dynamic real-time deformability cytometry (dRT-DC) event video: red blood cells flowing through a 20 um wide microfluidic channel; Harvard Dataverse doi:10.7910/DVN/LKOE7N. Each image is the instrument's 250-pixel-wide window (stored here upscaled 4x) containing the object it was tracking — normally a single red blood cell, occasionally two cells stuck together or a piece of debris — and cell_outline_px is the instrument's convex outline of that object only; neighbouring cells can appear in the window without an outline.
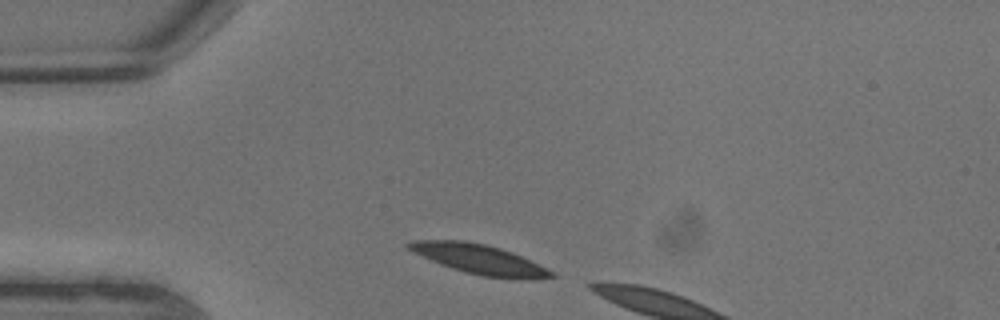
{"species": "common noctule bat (a hibernating species)", "species_latin": "Nyctalus noctula", "temperature_condition": "warm", "stored_images_in_passage": 2, "camera_frame_rate_fps": 3000, "um_per_image_px": 0.085, "animal": {"sex": "male", "body_mass_g": 13.3}, "frame": {"image": 1, "passage_image": 1, "time_ms": 0.0, "image_size_px": [1000, 320], "cell_outline_px": [[556, 276], [480, 276], [464, 272], [440, 264], [408, 248], [404, 244], [412, 240], [464, 240], [484, 244], [500, 248], [520, 256], [552, 272]], "centroid_in_image_um": [40.54, 21.96], "position_along_channel_um": 44.5, "area_um2": 23.06}}